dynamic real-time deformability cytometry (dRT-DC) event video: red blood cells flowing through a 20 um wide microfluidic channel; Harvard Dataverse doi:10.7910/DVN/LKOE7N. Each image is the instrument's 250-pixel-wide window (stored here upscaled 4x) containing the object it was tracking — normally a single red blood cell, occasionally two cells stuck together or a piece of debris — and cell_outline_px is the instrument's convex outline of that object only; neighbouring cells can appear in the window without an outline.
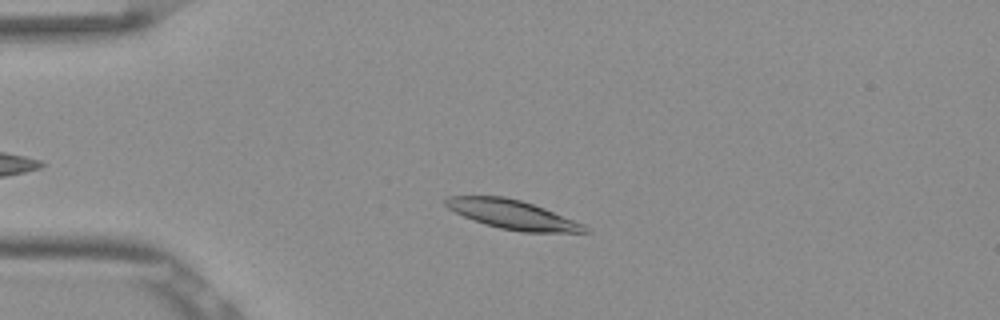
{"species": "Egyptian fruit bat (a non-hibernating species)", "species_latin": "Rousettus aegyptiacus", "temperature_condition": "room temperature", "stored_images_in_passage": 44, "camera_frame_rate_fps": 3000, "um_per_image_px": 0.085, "frame": {"image": 1, "passage_image": 9, "time_ms": 2.667, "image_size_px": [1000, 320], "cell_outline_px": [[592, 232], [524, 232], [500, 228], [484, 224], [472, 220], [448, 208], [444, 204], [444, 200], [448, 196], [504, 196], [520, 200], [544, 208], [584, 224]], "centroid_in_image_um": [43.55, 18.23], "position_along_channel_um": 41.4, "area_um2": 23.41}}
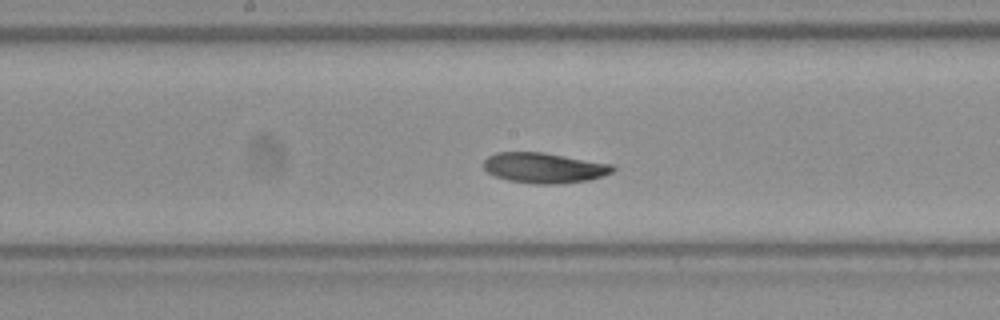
{"frame": {"image": 2, "passage_image": 24, "time_ms": 7.667, "image_size_px": [1000, 320], "cell_outline_px": [[616, 168], [612, 172], [604, 176], [588, 180], [560, 184], [532, 184], [508, 180], [496, 176], [488, 172], [484, 168], [484, 160], [488, 156], [496, 152], [544, 152], [612, 164]], "centroid_in_image_um": [46.27, 14.27], "position_along_channel_um": 201.9, "area_um2": 22.95}}
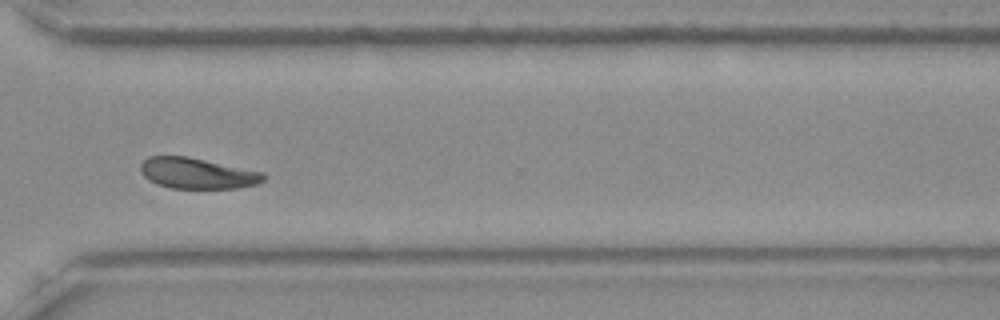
{"frame": {"image": 3, "passage_image": 36, "time_ms": 11.667, "image_size_px": [1000, 320], "cell_outline_px": [[268, 176], [264, 180], [256, 184], [236, 188], [172, 188], [156, 184], [148, 180], [140, 172], [140, 164], [148, 156], [188, 156], [264, 172]], "centroid_in_image_um": [16.76, 14.72], "position_along_channel_um": 353.8, "area_um2": 22.25}, "authors_computed_cell_mechanics": {"area_um2": 22.831, "velocity_mm_per_s": 3.8052, "shape_relaxation_time_tau1_ms": 3.2911, "shape_relaxation_time_tau2_ms": 9.8665, "deformation_change_tau1": 0.15, "deformation_change_tau2": 0.1379}}